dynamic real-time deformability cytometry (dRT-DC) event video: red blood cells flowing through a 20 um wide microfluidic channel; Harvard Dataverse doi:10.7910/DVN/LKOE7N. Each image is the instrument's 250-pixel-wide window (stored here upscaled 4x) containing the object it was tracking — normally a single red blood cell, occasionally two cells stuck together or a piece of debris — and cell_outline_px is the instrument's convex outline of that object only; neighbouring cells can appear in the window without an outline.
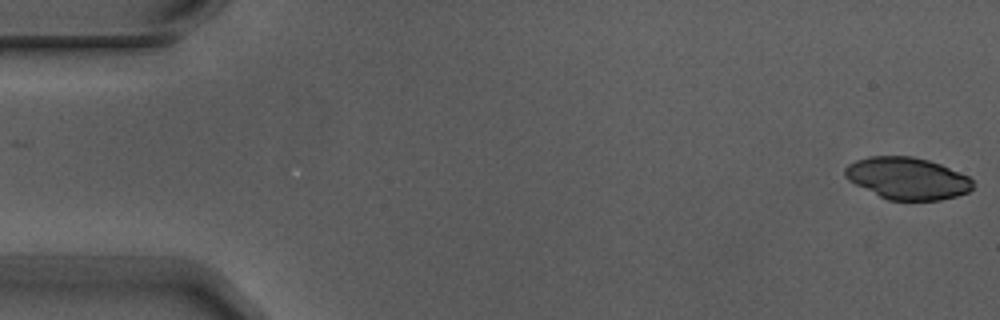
{"species": "Egyptian fruit bat (a non-hibernating species)", "species_latin": "Rousettus aegyptiacus", "temperature_condition": "warm", "stored_images_in_passage": 5, "camera_frame_rate_fps": 3000, "um_per_image_px": 0.085, "animal": {"sex": "male"}, "frame": {"image": 1, "passage_image": 1, "time_ms": 0.0, "image_size_px": [1000, 320], "cell_outline_px": [[972, 188], [968, 192], [956, 196], [940, 200], [888, 200], [848, 180], [844, 176], [844, 168], [848, 164], [856, 160], [868, 156], [912, 156], [928, 160], [940, 164], [968, 176], [972, 180]], "centroid_in_image_um": [77.1, 15.15], "position_along_channel_um": 7.9, "area_um2": 31.1}}